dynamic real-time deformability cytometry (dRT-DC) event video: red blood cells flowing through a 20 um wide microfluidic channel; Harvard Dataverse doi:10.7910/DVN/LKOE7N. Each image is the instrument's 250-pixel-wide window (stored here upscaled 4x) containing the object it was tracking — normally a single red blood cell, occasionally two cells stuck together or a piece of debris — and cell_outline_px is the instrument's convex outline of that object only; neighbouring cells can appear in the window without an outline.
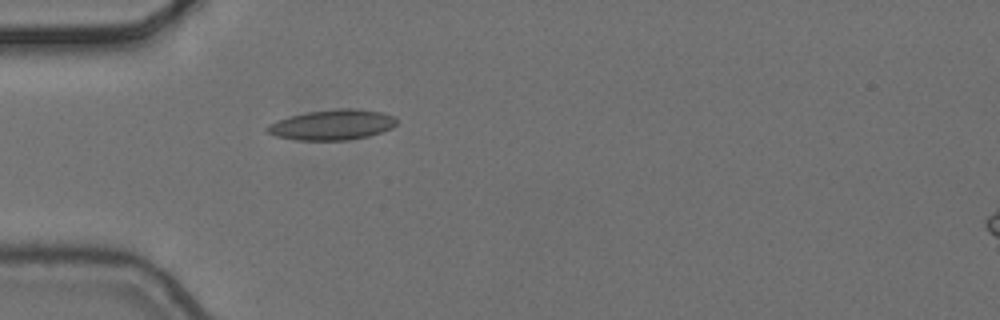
{"species": "common noctule bat (a hibernating species)", "species_latin": "Nyctalus noctula", "temperature_condition": "cold", "stored_images_in_passage": 1, "camera_frame_rate_fps": 3000, "um_per_image_px": 0.085, "animal": {"sex": "female", "body_mass_g": 24.6, "forearm_length_mm": 56.2}, "frame": {"image": 1, "passage_image": 1, "time_ms": 0.0, "image_size_px": [1000, 320], "cell_outline_px": [[396, 124], [392, 128], [368, 136], [348, 140], [296, 140], [276, 136], [268, 132], [264, 128], [268, 124], [288, 116], [308, 112], [336, 108], [356, 108], [380, 112], [396, 116]], "centroid_in_image_um": [28.23, 10.6], "position_along_channel_um": 56.8, "area_um2": 22.95}}